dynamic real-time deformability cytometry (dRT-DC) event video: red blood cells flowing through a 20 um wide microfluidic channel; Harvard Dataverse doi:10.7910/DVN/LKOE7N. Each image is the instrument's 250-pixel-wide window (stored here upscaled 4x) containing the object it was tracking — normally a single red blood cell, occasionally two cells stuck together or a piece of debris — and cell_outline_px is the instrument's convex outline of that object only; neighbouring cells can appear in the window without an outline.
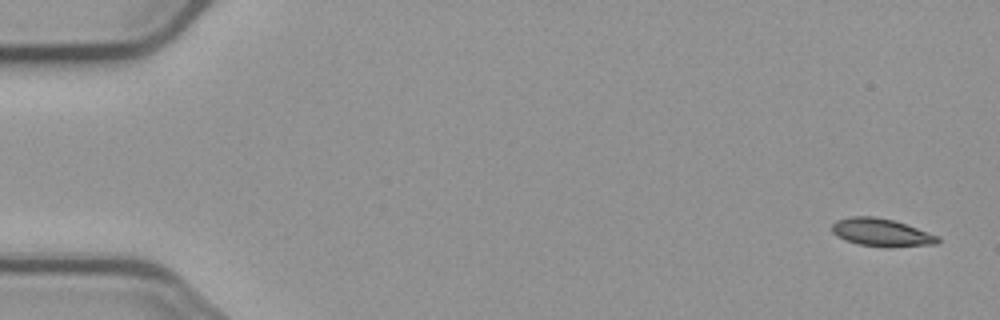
{"species": "common noctule bat (a hibernating species)", "species_latin": "Nyctalus noctula", "temperature_condition": "cold", "stored_images_in_passage": 5, "camera_frame_rate_fps": 3000, "um_per_image_px": 0.085, "animal": {"sex": "male", "body_mass_g": 23.1, "forearm_length_mm": 52.7}, "frame": {"image": 1, "passage_image": 1, "time_ms": 0.0, "image_size_px": [1000, 320], "cell_outline_px": [[940, 244], [860, 244], [844, 240], [836, 236], [832, 232], [832, 224], [836, 220], [852, 216], [876, 216], [892, 220], [940, 236]], "centroid_in_image_um": [74.85, 19.7], "position_along_channel_um": 10.2, "area_um2": 16.18}}
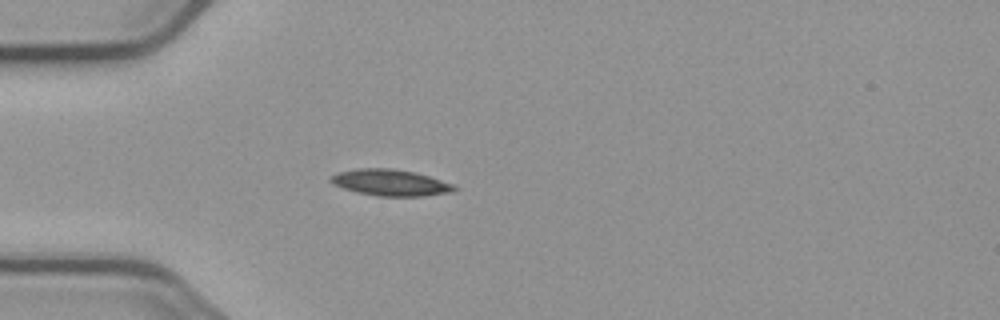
{"frame": {"image": 2, "passage_image": 5, "time_ms": 4.667, "image_size_px": [1000, 320], "cell_outline_px": [[456, 188], [452, 192], [424, 196], [376, 196], [356, 192], [332, 184], [328, 180], [336, 172], [356, 168], [392, 168], [416, 172], [452, 184]], "centroid_in_image_um": [33.13, 15.51], "position_along_channel_um": 51.9, "area_um2": 19.02}}